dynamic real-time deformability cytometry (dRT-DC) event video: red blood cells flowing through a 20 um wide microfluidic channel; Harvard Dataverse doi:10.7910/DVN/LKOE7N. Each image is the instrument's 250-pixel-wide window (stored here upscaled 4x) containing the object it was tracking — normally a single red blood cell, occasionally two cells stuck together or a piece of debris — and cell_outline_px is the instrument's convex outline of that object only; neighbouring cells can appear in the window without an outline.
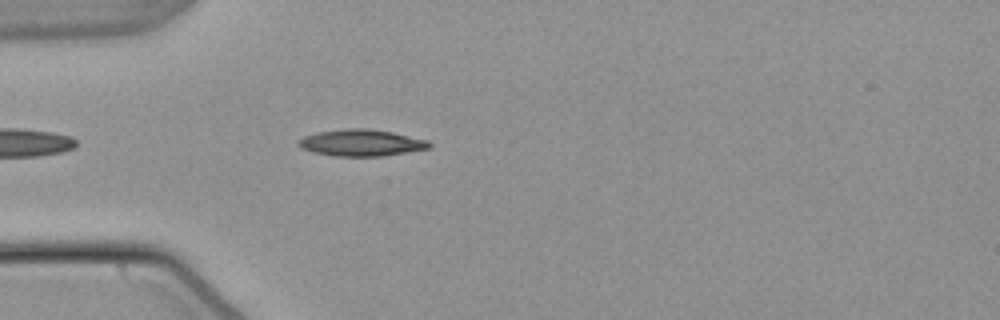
{"species": "common noctule bat (a hibernating species)", "species_latin": "Nyctalus noctula", "temperature_condition": "warm", "stored_images_in_passage": 43, "camera_frame_rate_fps": 3000, "um_per_image_px": 0.085, "animal": {"sex": "male", "body_mass_g": 21.5, "forearm_length_mm": 52.0}, "frame": {"image": 1, "passage_image": 5, "time_ms": 1.333, "image_size_px": [1000, 320], "cell_outline_px": [[432, 144], [428, 148], [380, 156], [336, 156], [312, 152], [300, 148], [296, 144], [304, 136], [316, 132], [348, 128], [368, 128], [392, 132], [428, 140]], "centroid_in_image_um": [30.66, 12.13], "position_along_channel_um": 54.3, "area_um2": 20.17}}
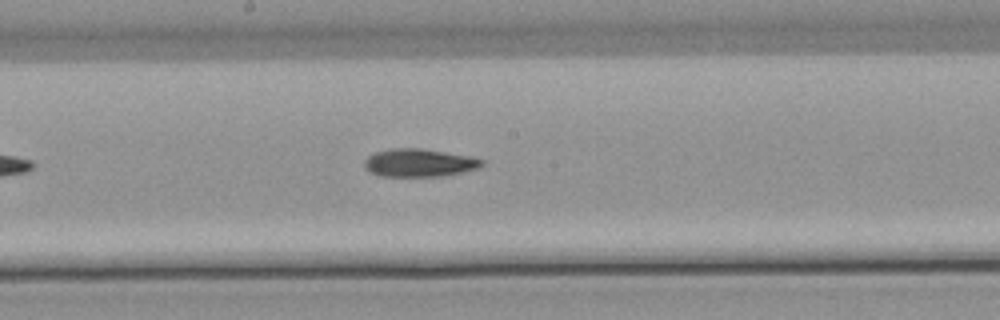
{"frame": {"image": 2, "passage_image": 18, "time_ms": 5.667, "image_size_px": [1000, 320], "cell_outline_px": [[484, 164], [476, 168], [460, 172], [440, 176], [380, 176], [368, 172], [364, 168], [364, 160], [368, 156], [376, 152], [392, 148], [424, 148], [472, 156], [484, 160]], "centroid_in_image_um": [35.6, 13.82], "position_along_channel_um": 212.6, "area_um2": 19.25}}
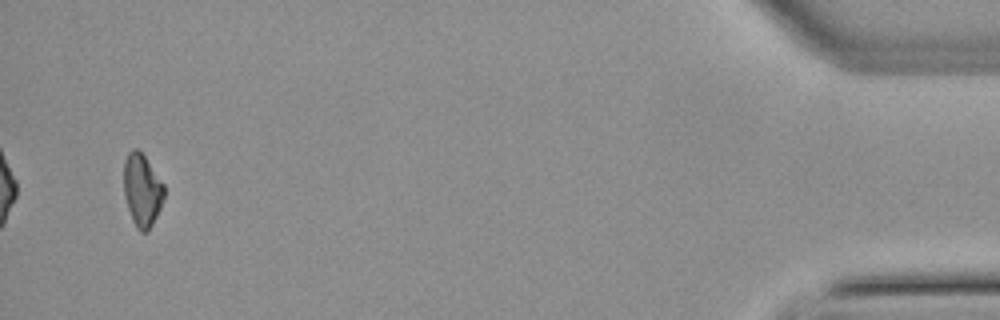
{"frame": {"image": 3, "passage_image": 41, "time_ms": 13.333, "image_size_px": [1000, 320], "cell_outline_px": [[164, 196], [160, 208], [148, 232], [140, 232], [136, 228], [132, 220], [124, 196], [124, 160], [128, 152], [132, 148], [136, 148], [144, 156], [164, 184]], "centroid_in_image_um": [12.06, 16.17], "position_along_channel_um": 423.1, "area_um2": 16.99}, "authors_computed_cell_mechanics": {"area_um2": 18.785, "velocity_mm_per_s": 3.8305, "shape_relaxation_time_tau1_ms": 8.3159, "shape_relaxation_time_tau2_ms": null, "deformation_change_tau1": 0.1787, "deformation_change_tau2": null}}